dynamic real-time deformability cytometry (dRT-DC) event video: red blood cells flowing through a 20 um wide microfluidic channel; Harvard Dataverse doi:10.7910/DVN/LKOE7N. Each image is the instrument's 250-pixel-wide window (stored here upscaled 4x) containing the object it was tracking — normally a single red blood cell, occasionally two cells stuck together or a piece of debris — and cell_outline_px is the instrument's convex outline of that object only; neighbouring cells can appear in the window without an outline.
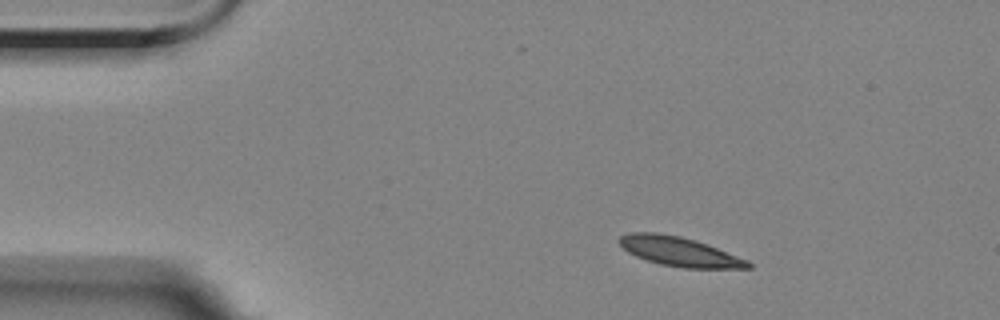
{"species": "Egyptian fruit bat (a non-hibernating species)", "species_latin": "Rousettus aegyptiacus", "temperature_condition": "room temperature", "stored_images_in_passage": 3, "camera_frame_rate_fps": 3000, "um_per_image_px": 0.085, "animal": {"sex": "female"}, "frame": {"image": 1, "passage_image": 2, "time_ms": 1.0, "image_size_px": [1000, 320], "cell_outline_px": [[752, 268], [684, 268], [660, 264], [636, 256], [628, 252], [616, 240], [620, 236], [628, 232], [656, 232], [680, 236], [696, 240], [708, 244], [748, 260], [752, 264]], "centroid_in_image_um": [57.74, 21.37], "position_along_channel_um": 27.3, "area_um2": 22.08}}